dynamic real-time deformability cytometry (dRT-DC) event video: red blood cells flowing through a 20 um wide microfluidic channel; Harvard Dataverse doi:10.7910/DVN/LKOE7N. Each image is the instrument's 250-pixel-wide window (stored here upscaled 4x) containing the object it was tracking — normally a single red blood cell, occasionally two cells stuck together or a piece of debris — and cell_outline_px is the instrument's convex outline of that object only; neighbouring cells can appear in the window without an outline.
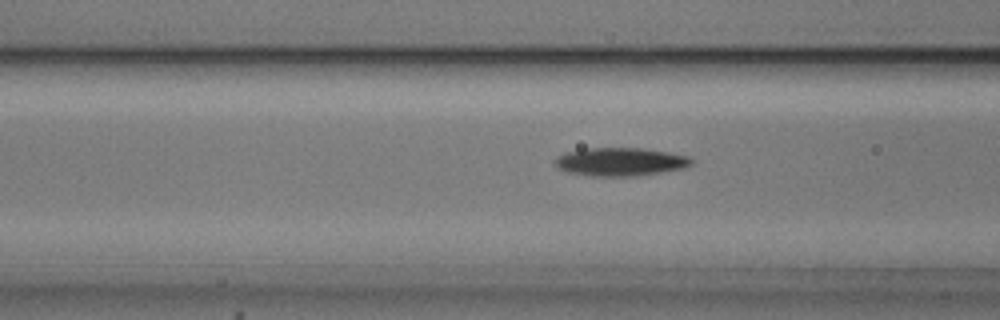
{"species": "common noctule bat (a hibernating species)", "species_latin": "Nyctalus noctula", "temperature_condition": "cold", "stored_images_in_passage": 31, "camera_frame_rate_fps": 3000, "um_per_image_px": 0.085, "animal": {"sex": "male", "body_mass_g": 20.5, "forearm_length_mm": 52.5}, "frame": {"image": 1, "passage_image": 14, "time_ms": 4.333, "image_size_px": [1000, 320], "cell_outline_px": [[692, 164], [684, 168], [636, 176], [592, 176], [568, 172], [560, 168], [556, 164], [556, 156], [568, 152], [588, 148], [640, 148], [668, 152], [688, 156], [692, 160]], "centroid_in_image_um": [52.75, 13.75], "position_along_channel_um": 113.8, "area_um2": 22.2}}
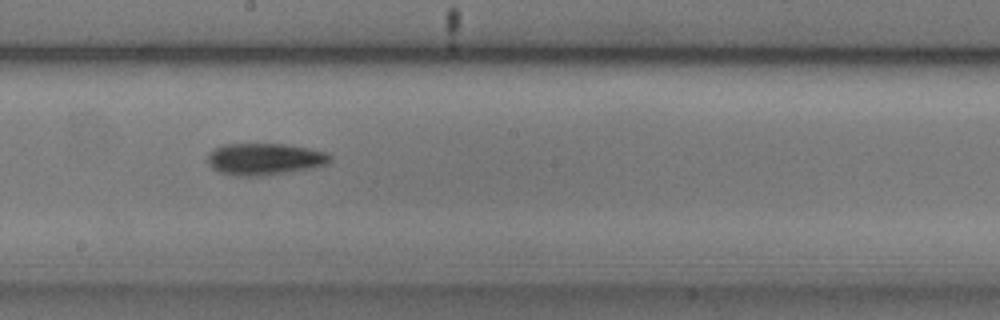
{"frame": {"image": 2, "passage_image": 23, "time_ms": 7.333, "image_size_px": [1000, 320], "cell_outline_px": [[332, 160], [328, 164], [312, 168], [264, 176], [236, 176], [220, 172], [212, 168], [208, 164], [208, 156], [216, 148], [224, 144], [284, 144], [308, 148], [328, 152], [332, 156]], "centroid_in_image_um": [22.54, 13.53], "position_along_channel_um": 225.7, "area_um2": 22.77}}
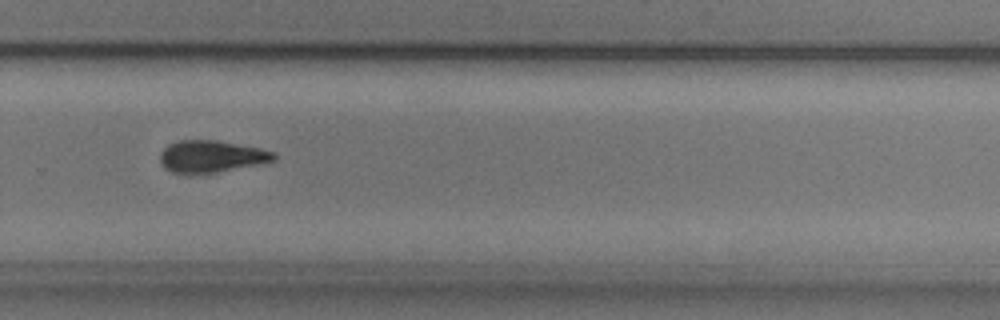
{"frame": {"image": 3, "passage_image": 30, "time_ms": 9.667, "image_size_px": [1000, 320], "cell_outline_px": [[276, 160], [216, 172], [172, 172], [164, 168], [160, 160], [160, 152], [168, 144], [180, 140], [216, 140], [260, 148], [276, 152]], "centroid_in_image_um": [17.96, 13.27], "position_along_channel_um": 311.8, "area_um2": 20.81}}